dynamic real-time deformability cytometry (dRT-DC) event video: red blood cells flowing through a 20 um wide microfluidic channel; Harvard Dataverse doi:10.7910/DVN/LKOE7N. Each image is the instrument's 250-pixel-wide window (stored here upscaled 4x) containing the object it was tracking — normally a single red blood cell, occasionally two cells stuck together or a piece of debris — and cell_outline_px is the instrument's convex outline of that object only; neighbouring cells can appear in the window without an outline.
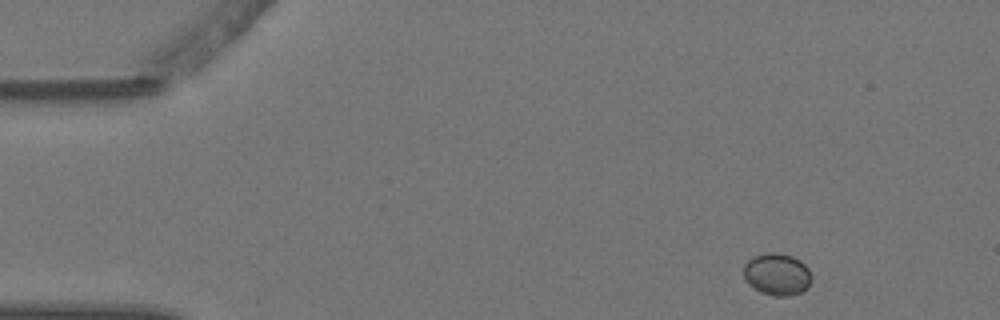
{"species": "Egyptian fruit bat (a non-hibernating species)", "species_latin": "Rousettus aegyptiacus", "temperature_condition": "warm", "stored_images_in_passage": 3, "camera_frame_rate_fps": 3000, "um_per_image_px": 0.085, "animal": {"sex": "female"}, "frame": {"image": 1, "passage_image": 1, "time_ms": 0.0, "image_size_px": [1000, 320], "cell_outline_px": [[812, 280], [808, 288], [792, 296], [772, 296], [760, 292], [748, 284], [744, 276], [744, 264], [748, 260], [756, 256], [768, 252], [776, 252], [792, 256], [800, 260], [808, 268], [812, 276]], "centroid_in_image_um": [66.07, 23.33], "position_along_channel_um": 18.9, "area_um2": 16.82}}
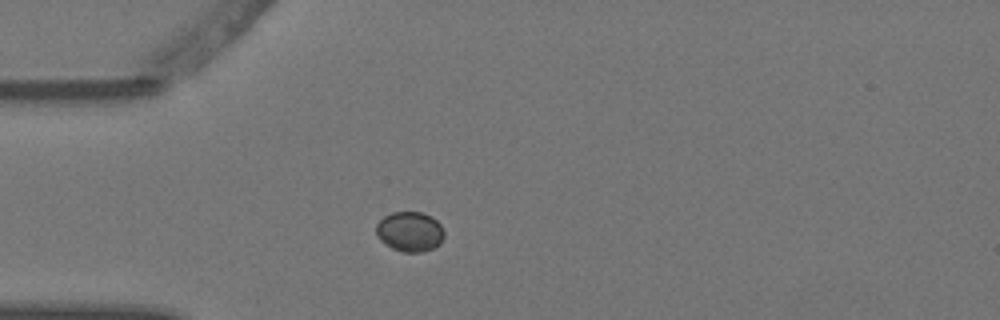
{"frame": {"image": 2, "passage_image": 3, "time_ms": 0.667, "image_size_px": [1000, 320], "cell_outline_px": [[444, 236], [440, 244], [424, 252], [404, 252], [392, 248], [384, 244], [376, 236], [376, 224], [384, 216], [392, 212], [424, 212], [432, 216], [440, 224], [444, 232]], "centroid_in_image_um": [34.83, 19.68], "position_along_channel_um": 50.2, "area_um2": 16.01}}